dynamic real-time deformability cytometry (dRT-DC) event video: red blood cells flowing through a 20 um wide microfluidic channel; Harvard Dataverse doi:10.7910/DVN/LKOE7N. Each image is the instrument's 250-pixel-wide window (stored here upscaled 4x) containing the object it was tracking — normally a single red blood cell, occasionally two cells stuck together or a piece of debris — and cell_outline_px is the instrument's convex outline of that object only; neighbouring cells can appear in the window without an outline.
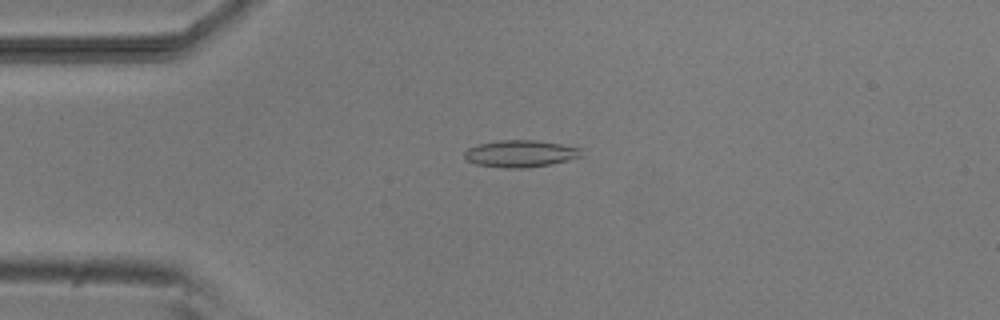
{"species": "common noctule bat (a hibernating species)", "species_latin": "Nyctalus noctula", "temperature_condition": "room temperature", "stored_images_in_passage": 53, "camera_frame_rate_fps": 3000, "um_per_image_px": 0.085, "animal": {"sex": "male", "body_mass_g": 20.5, "forearm_length_mm": 52.5}, "frame": {"image": 1, "passage_image": 12, "time_ms": 3.667, "image_size_px": [1000, 320], "cell_outline_px": [[580, 156], [552, 164], [528, 168], [504, 168], [476, 164], [468, 160], [464, 156], [464, 152], [468, 148], [480, 144], [500, 140], [536, 140], [560, 144], [580, 148]], "centroid_in_image_um": [44.2, 13.06], "position_along_channel_um": 40.8, "area_um2": 18.15}}
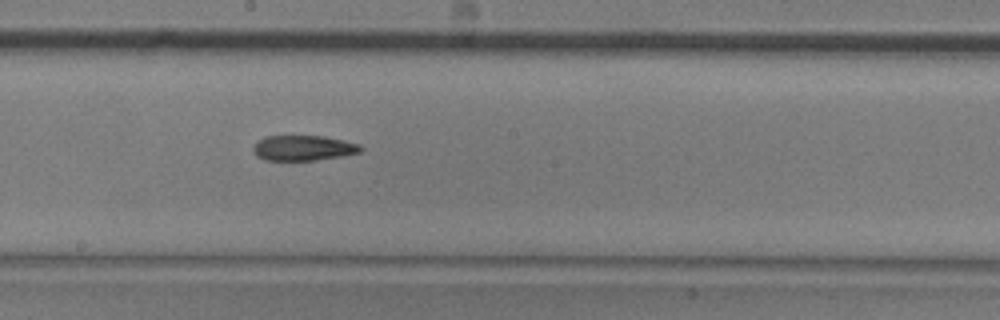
{"frame": {"image": 2, "passage_image": 28, "time_ms": 9.0, "image_size_px": [1000, 320], "cell_outline_px": [[364, 148], [360, 152], [344, 156], [316, 160], [264, 160], [256, 156], [252, 152], [252, 148], [264, 136], [324, 136], [344, 140], [360, 144]], "centroid_in_image_um": [25.8, 12.58], "position_along_channel_um": 222.4, "area_um2": 15.95}}
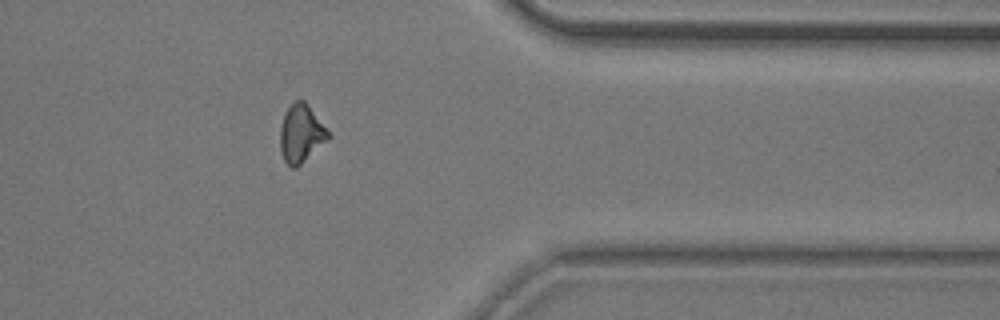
{"frame": {"image": 3, "passage_image": 42, "time_ms": 13.667, "image_size_px": [1000, 320], "cell_outline_px": [[332, 136], [328, 140], [296, 168], [292, 168], [284, 160], [280, 152], [280, 128], [284, 112], [296, 100], [304, 100]], "centroid_in_image_um": [25.58, 11.37], "position_along_channel_um": 385.8, "area_um2": 16.13}, "authors_computed_cell_mechanics": {"area_um2": 16.6464, "velocity_mm_per_s": 3.8218, "shape_relaxation_time_tau1_ms": null, "shape_relaxation_time_tau2_ms": 10.1012, "deformation_change_tau1": null, "deformation_change_tau2": 0.199}}